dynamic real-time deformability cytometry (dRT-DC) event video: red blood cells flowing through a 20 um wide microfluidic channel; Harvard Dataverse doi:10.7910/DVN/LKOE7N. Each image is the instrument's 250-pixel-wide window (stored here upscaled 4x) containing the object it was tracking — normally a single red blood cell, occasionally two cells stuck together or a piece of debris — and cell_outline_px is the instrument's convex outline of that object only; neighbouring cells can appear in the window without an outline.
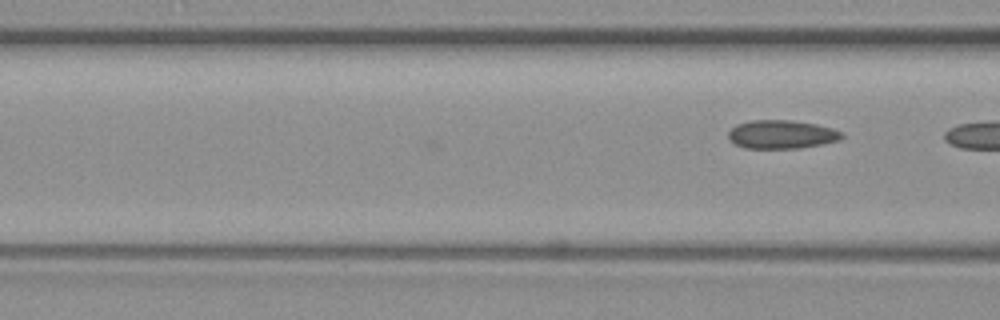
{"species": "common noctule bat (a hibernating species)", "species_latin": "Nyctalus noctula", "temperature_condition": "warm", "stored_images_in_passage": 4, "camera_frame_rate_fps": 3000, "um_per_image_px": 0.085, "animal": {"sex": "female", "body_mass_g": 19.3, "forearm_length_mm": 54.1}, "frame": {"image": 1, "passage_image": 4, "time_ms": 1.0, "image_size_px": [1000, 320], "cell_outline_px": [[844, 136], [840, 140], [800, 148], [744, 148], [736, 144], [728, 136], [728, 132], [736, 124], [752, 120], [792, 120], [816, 124], [832, 128], [844, 132]], "centroid_in_image_um": [66.46, 11.41], "position_along_channel_um": 100.1, "area_um2": 18.84}}